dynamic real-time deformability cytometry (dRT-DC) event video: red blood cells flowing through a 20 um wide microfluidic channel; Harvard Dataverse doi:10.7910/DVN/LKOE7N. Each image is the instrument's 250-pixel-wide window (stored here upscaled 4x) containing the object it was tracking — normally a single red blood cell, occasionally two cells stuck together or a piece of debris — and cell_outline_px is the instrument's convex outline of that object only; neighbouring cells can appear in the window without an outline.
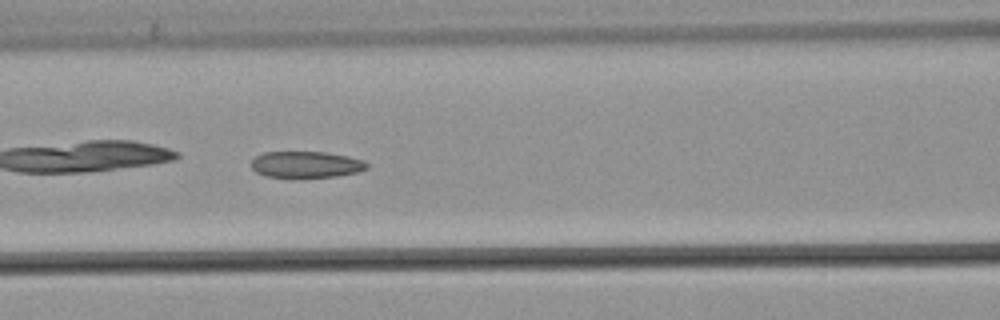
{"species": "common noctule bat (a hibernating species)", "species_latin": "Nyctalus noctula", "temperature_condition": "warm", "stored_images_in_passage": 34, "camera_frame_rate_fps": 3000, "um_per_image_px": 0.085, "animal": {"sex": "male", "body_mass_g": 21.5, "forearm_length_mm": 52.0}, "frame": {"image": 1, "passage_image": 6, "time_ms": 1.667, "image_size_px": [1000, 320], "cell_outline_px": [[368, 168], [356, 172], [336, 176], [264, 176], [256, 172], [252, 168], [252, 160], [256, 156], [264, 152], [324, 152], [348, 156], [364, 160], [368, 164]], "centroid_in_image_um": [26.02, 13.96], "position_along_channel_um": 140.6, "area_um2": 17.4}}